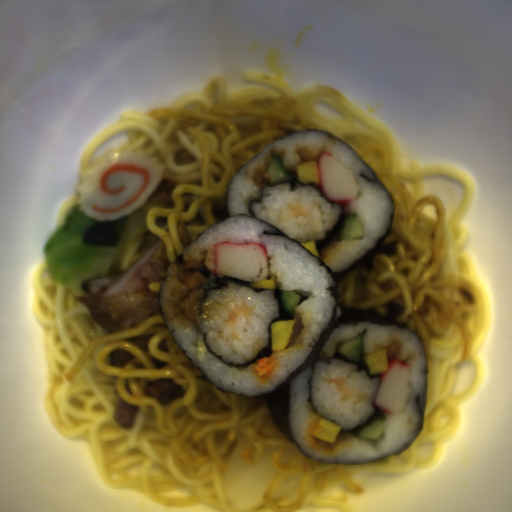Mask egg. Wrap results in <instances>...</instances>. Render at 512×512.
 Masks as SVG:
<instances>
[{
  "label": "egg",
  "mask_w": 512,
  "mask_h": 512,
  "mask_svg": "<svg viewBox=\"0 0 512 512\" xmlns=\"http://www.w3.org/2000/svg\"><path fill=\"white\" fill-rule=\"evenodd\" d=\"M297 319L277 320L270 325L271 349L280 351L287 347L295 330Z\"/></svg>",
  "instance_id": "1"
},
{
  "label": "egg",
  "mask_w": 512,
  "mask_h": 512,
  "mask_svg": "<svg viewBox=\"0 0 512 512\" xmlns=\"http://www.w3.org/2000/svg\"><path fill=\"white\" fill-rule=\"evenodd\" d=\"M301 244L302 246L307 248L311 253H313L314 256H317L319 258V251L316 249L315 239L312 241L301 242Z\"/></svg>",
  "instance_id": "6"
},
{
  "label": "egg",
  "mask_w": 512,
  "mask_h": 512,
  "mask_svg": "<svg viewBox=\"0 0 512 512\" xmlns=\"http://www.w3.org/2000/svg\"><path fill=\"white\" fill-rule=\"evenodd\" d=\"M341 431V427L330 420L321 417L313 426L311 435L320 440L334 443Z\"/></svg>",
  "instance_id": "4"
},
{
  "label": "egg",
  "mask_w": 512,
  "mask_h": 512,
  "mask_svg": "<svg viewBox=\"0 0 512 512\" xmlns=\"http://www.w3.org/2000/svg\"><path fill=\"white\" fill-rule=\"evenodd\" d=\"M360 359H362L369 368L368 375L375 376L388 373V348L371 354L362 353Z\"/></svg>",
  "instance_id": "2"
},
{
  "label": "egg",
  "mask_w": 512,
  "mask_h": 512,
  "mask_svg": "<svg viewBox=\"0 0 512 512\" xmlns=\"http://www.w3.org/2000/svg\"><path fill=\"white\" fill-rule=\"evenodd\" d=\"M254 288L276 290L277 283L274 276L272 278H264L261 280L254 281L252 284H248Z\"/></svg>",
  "instance_id": "5"
},
{
  "label": "egg",
  "mask_w": 512,
  "mask_h": 512,
  "mask_svg": "<svg viewBox=\"0 0 512 512\" xmlns=\"http://www.w3.org/2000/svg\"><path fill=\"white\" fill-rule=\"evenodd\" d=\"M295 173L298 181L303 184L320 185L319 168L315 159L296 164Z\"/></svg>",
  "instance_id": "3"
}]
</instances>
